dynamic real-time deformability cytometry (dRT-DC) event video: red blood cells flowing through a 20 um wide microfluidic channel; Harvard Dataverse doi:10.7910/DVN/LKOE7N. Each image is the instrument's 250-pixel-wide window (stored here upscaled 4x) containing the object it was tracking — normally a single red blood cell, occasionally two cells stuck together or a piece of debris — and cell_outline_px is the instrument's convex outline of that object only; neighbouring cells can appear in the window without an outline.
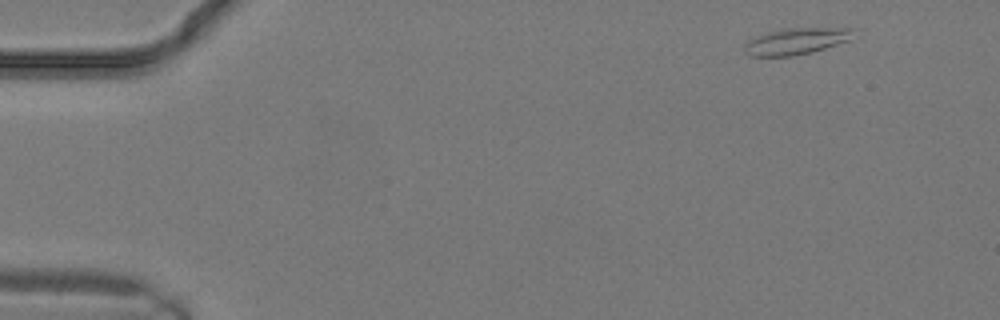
{"species": "common noctule bat (a hibernating species)", "species_latin": "Nyctalus noctula", "temperature_condition": "warm", "stored_images_in_passage": 7, "camera_frame_rate_fps": 3000, "um_per_image_px": 0.085, "animal": {"sex": "male", "body_mass_g": 19.2, "forearm_length_mm": 51.8}, "frame": {"image": 1, "passage_image": 1, "time_ms": 0.0, "image_size_px": [1000, 320], "cell_outline_px": [[852, 40], [812, 52], [792, 56], [752, 56], [744, 52], [744, 44], [748, 40], [756, 36], [768, 32], [788, 28], [852, 28]], "centroid_in_image_um": [67.67, 3.51], "position_along_channel_um": 17.3, "area_um2": 16.76}}
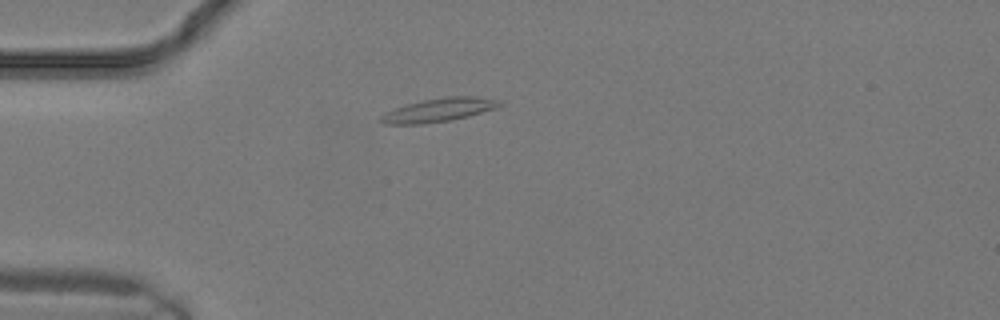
{"frame": {"image": 2, "passage_image": 6, "time_ms": 1.667, "image_size_px": [1000, 320], "cell_outline_px": [[504, 104], [496, 108], [468, 116], [452, 120], [420, 124], [384, 124], [376, 120], [384, 112], [408, 104], [424, 100], [448, 96], [476, 96], [496, 100]], "centroid_in_image_um": [37.26, 9.36], "position_along_channel_um": 47.7, "area_um2": 16.24}}